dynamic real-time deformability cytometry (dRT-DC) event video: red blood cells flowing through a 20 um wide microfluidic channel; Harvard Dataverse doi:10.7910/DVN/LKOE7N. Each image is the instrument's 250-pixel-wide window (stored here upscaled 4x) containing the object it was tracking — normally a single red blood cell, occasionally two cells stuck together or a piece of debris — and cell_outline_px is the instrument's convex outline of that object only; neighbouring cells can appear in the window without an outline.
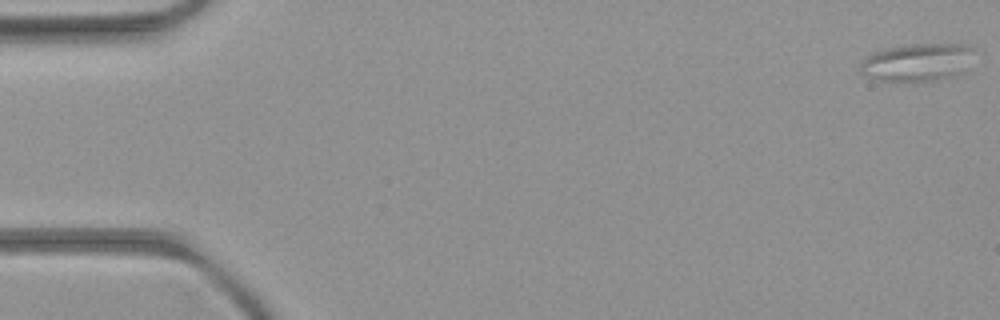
{"species": "common noctule bat (a hibernating species)", "species_latin": "Nyctalus noctula", "temperature_condition": "room temperature", "stored_images_in_passage": 11, "camera_frame_rate_fps": 3000, "um_per_image_px": 0.085, "animal": {"sex": "female", "body_mass_g": 21.9}, "frame": {"image": 1, "passage_image": 1, "time_ms": 0.0, "image_size_px": [1000, 320], "cell_outline_px": [[976, 48], [960, 72], [936, 80], [904, 84], [876, 80], [860, 72], [860, 64], [868, 56], [876, 52], [888, 48], [908, 44], [968, 44]], "centroid_in_image_um": [77.92, 5.32], "position_along_channel_um": 7.1, "area_um2": 25.14}}
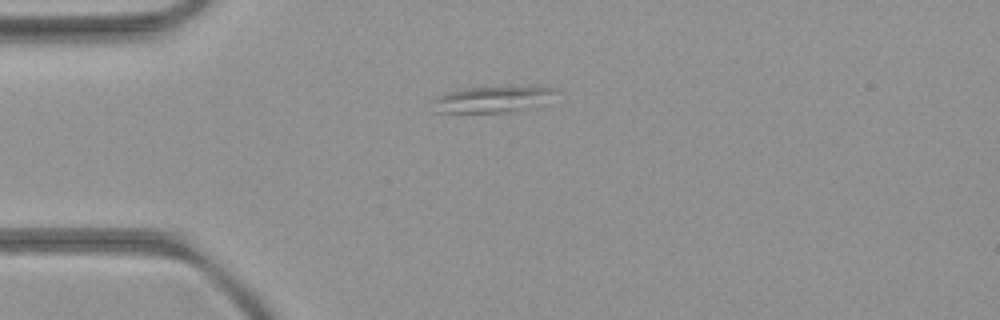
{"frame": {"image": 2, "passage_image": 4, "time_ms": 4.333, "image_size_px": [1000, 320], "cell_outline_px": [[552, 92], [528, 108], [504, 112], [432, 112], [436, 96], [448, 92], [468, 88], [552, 88]], "centroid_in_image_um": [41.57, 8.47], "position_along_channel_um": 43.4, "area_um2": 17.11}}